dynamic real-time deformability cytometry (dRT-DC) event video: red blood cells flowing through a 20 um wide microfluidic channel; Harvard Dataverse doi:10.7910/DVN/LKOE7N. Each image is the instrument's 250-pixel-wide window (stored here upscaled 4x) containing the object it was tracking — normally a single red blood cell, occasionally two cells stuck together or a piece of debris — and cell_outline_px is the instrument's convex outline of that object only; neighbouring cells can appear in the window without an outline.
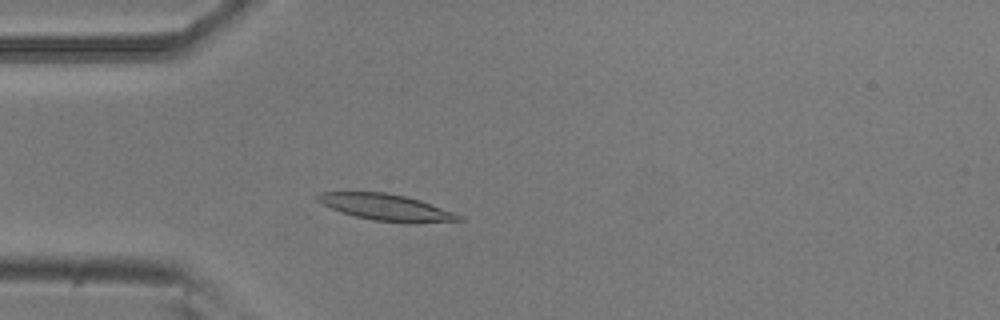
{"species": "common noctule bat (a hibernating species)", "species_latin": "Nyctalus noctula", "temperature_condition": "room temperature", "stored_images_in_passage": 50, "camera_frame_rate_fps": 3000, "um_per_image_px": 0.085, "animal": {"sex": "male", "body_mass_g": 20.5, "forearm_length_mm": 52.5}, "frame": {"image": 1, "passage_image": 12, "time_ms": 3.667, "image_size_px": [1000, 320], "cell_outline_px": [[464, 220], [408, 224], [372, 220], [356, 216], [332, 208], [316, 200], [316, 196], [320, 192], [384, 192], [404, 196], [420, 200], [464, 216]], "centroid_in_image_um": [32.88, 17.64], "position_along_channel_um": 52.1, "area_um2": 21.68}}
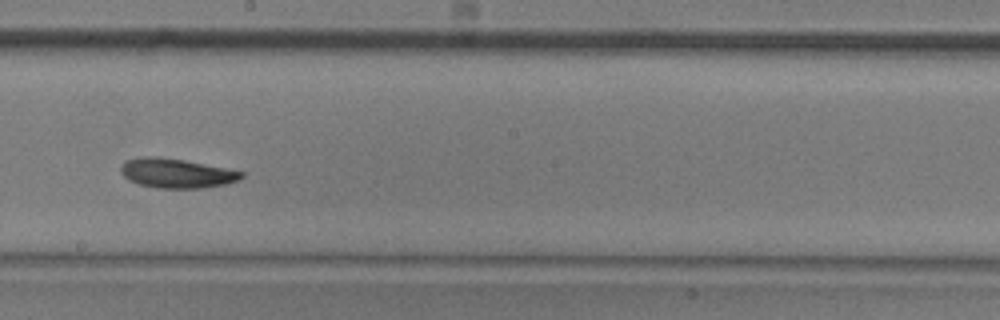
{"frame": {"image": 2, "passage_image": 27, "time_ms": 8.667, "image_size_px": [1000, 320], "cell_outline_px": [[244, 176], [240, 180], [224, 184], [200, 188], [156, 188], [140, 184], [128, 180], [120, 172], [120, 164], [124, 160], [140, 156], [156, 156], [184, 160], [244, 172]], "centroid_in_image_um": [14.94, 14.71], "position_along_channel_um": 233.3, "area_um2": 20.75}}
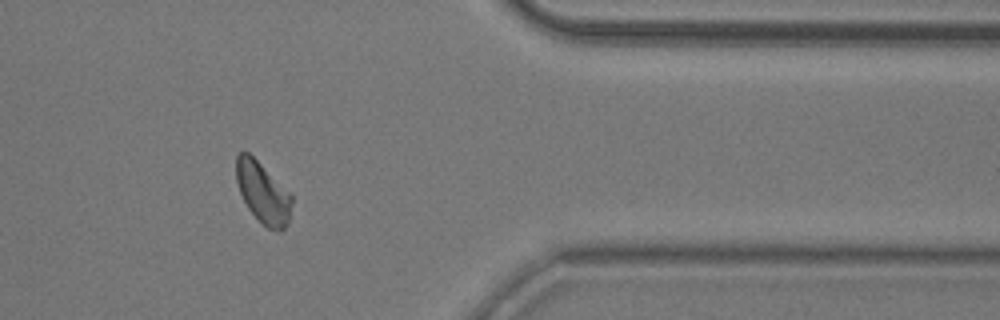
{"frame": {"image": 3, "passage_image": 41, "time_ms": 13.333, "image_size_px": [1000, 320], "cell_outline_px": [[292, 200], [288, 224], [280, 232], [268, 228], [248, 208], [240, 192], [236, 180], [236, 156], [240, 152], [248, 152], [292, 196]], "centroid_in_image_um": [22.33, 16.39], "position_along_channel_um": 389.1, "area_um2": 19.13}, "authors_computed_cell_mechanics": {"area_um2": 20.3745, "velocity_mm_per_s": 3.778, "shape_relaxation_time_tau1_ms": 5.6097, "shape_relaxation_time_tau2_ms": null, "deformation_change_tau1": 0.145, "deformation_change_tau2": null}}